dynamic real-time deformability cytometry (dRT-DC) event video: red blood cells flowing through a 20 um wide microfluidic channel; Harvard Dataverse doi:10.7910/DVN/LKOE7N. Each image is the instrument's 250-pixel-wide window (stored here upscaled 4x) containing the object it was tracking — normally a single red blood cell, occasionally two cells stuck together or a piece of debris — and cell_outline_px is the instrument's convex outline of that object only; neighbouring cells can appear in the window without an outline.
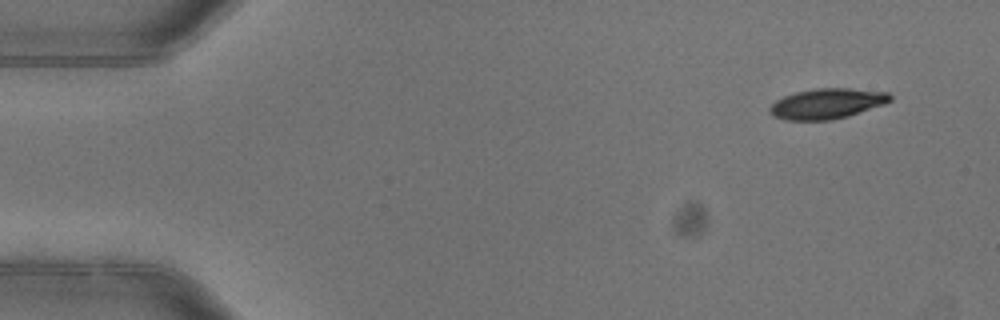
{"species": "common noctule bat (a hibernating species)", "species_latin": "Nyctalus noctula", "temperature_condition": "warm", "stored_images_in_passage": 4, "camera_frame_rate_fps": 3000, "um_per_image_px": 0.085, "animal": {"sex": "female"}, "frame": {"image": 1, "passage_image": 1, "time_ms": 0.0, "image_size_px": [1000, 320], "cell_outline_px": [[892, 100], [884, 104], [848, 116], [832, 120], [784, 120], [772, 116], [768, 112], [768, 108], [776, 100], [784, 96], [796, 92], [816, 88], [848, 88], [888, 92], [892, 96]], "centroid_in_image_um": [70.27, 8.81], "position_along_channel_um": 14.7, "area_um2": 21.39}}
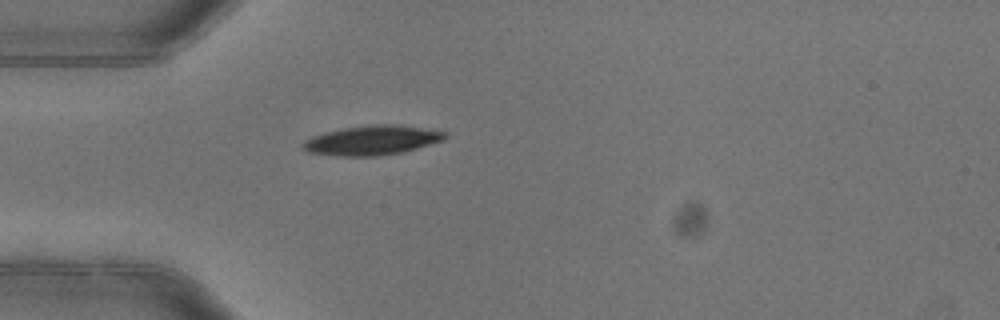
{"frame": {"image": 2, "passage_image": 4, "time_ms": 1.0, "image_size_px": [1000, 320], "cell_outline_px": [[448, 136], [444, 140], [404, 152], [376, 156], [336, 156], [308, 152], [300, 144], [304, 140], [312, 136], [324, 132], [344, 128], [372, 124], [400, 124], [448, 132]], "centroid_in_image_um": [31.64, 11.92], "position_along_channel_um": 53.4, "area_um2": 24.68}}